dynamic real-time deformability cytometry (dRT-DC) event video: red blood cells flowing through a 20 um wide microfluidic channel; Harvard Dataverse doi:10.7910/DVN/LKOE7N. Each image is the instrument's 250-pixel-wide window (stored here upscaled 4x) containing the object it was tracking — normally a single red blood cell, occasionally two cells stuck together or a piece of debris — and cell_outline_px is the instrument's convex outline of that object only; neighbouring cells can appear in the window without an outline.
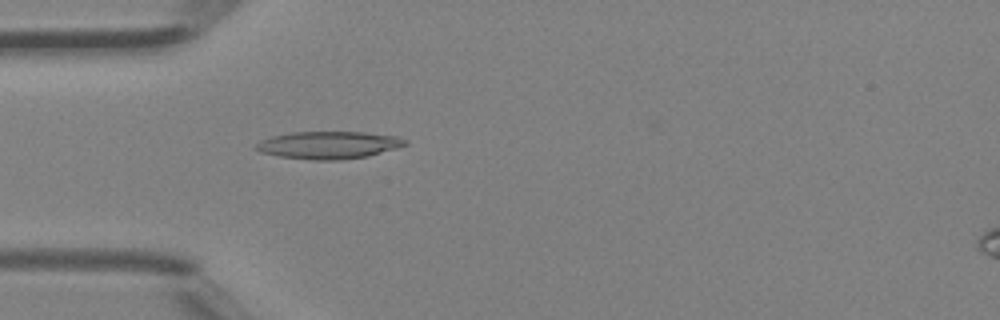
{"species": "Egyptian fruit bat (a non-hibernating species)", "species_latin": "Rousettus aegyptiacus", "temperature_condition": "room temperature", "stored_images_in_passage": 3, "camera_frame_rate_fps": 3000, "um_per_image_px": 0.085, "animal": {"sex": "female"}, "frame": {"image": 1, "passage_image": 3, "time_ms": 0.667, "image_size_px": [1000, 320], "cell_outline_px": [[408, 144], [396, 148], [368, 156], [336, 160], [312, 160], [280, 156], [260, 152], [252, 148], [260, 140], [272, 136], [292, 132], [364, 132], [396, 136], [408, 140]], "centroid_in_image_um": [27.92, 12.32], "position_along_channel_um": 57.1, "area_um2": 23.87}}